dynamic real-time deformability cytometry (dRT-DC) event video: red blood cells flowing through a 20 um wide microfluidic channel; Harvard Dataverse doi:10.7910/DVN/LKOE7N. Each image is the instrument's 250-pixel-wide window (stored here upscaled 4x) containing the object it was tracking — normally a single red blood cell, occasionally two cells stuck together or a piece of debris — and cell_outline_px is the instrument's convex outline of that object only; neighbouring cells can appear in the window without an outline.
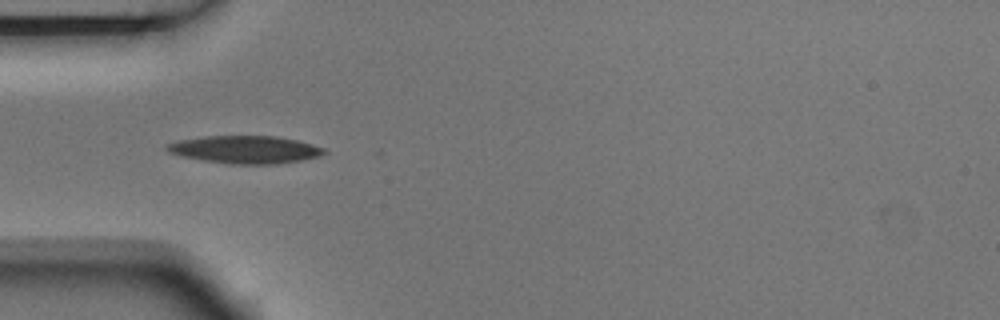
{"species": "Egyptian fruit bat (a non-hibernating species)", "species_latin": "Rousettus aegyptiacus", "temperature_condition": "room temperature", "stored_images_in_passage": 7, "camera_frame_rate_fps": 3000, "um_per_image_px": 0.085, "animal": {"sex": "male"}, "frame": {"image": 1, "passage_image": 3, "time_ms": 0.667, "image_size_px": [1000, 320], "cell_outline_px": [[328, 152], [320, 156], [300, 160], [276, 164], [228, 164], [204, 160], [184, 156], [168, 152], [164, 148], [164, 144], [176, 140], [204, 136], [276, 136], [296, 140], [312, 144], [324, 148]], "centroid_in_image_um": [20.81, 12.71], "position_along_channel_um": 64.2, "area_um2": 25.43}}
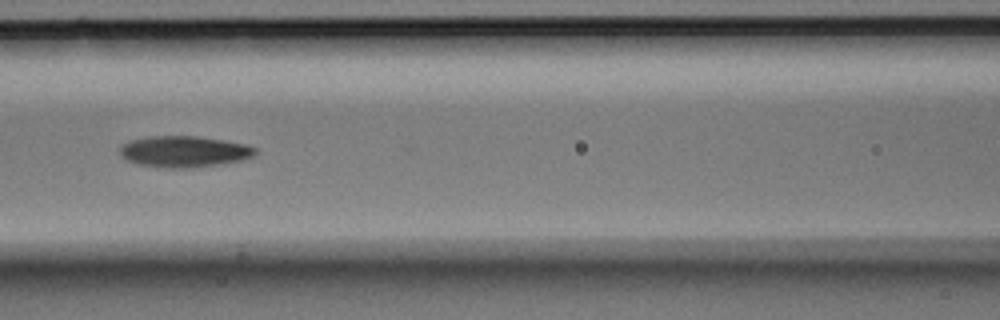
{"frame": {"image": 2, "passage_image": 5, "time_ms": 1.333, "image_size_px": [1000, 320], "cell_outline_px": [[256, 152], [252, 156], [240, 160], [224, 164], [192, 168], [164, 168], [136, 164], [120, 156], [120, 148], [124, 144], [132, 140], [148, 136], [196, 136], [224, 140], [244, 144], [256, 148]], "centroid_in_image_um": [15.63, 12.89], "position_along_channel_um": 151.0, "area_um2": 24.68}}
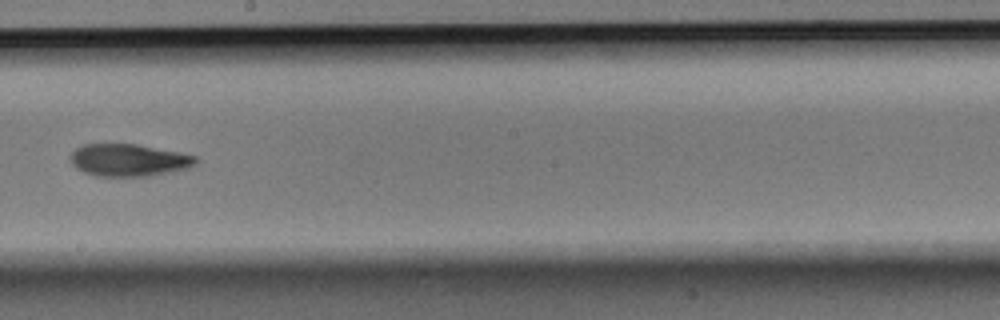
{"frame": {"image": 3, "passage_image": 7, "time_ms": 2.0, "image_size_px": [1000, 320], "cell_outline_px": [[200, 160], [196, 164], [188, 168], [148, 176], [96, 176], [84, 172], [76, 168], [72, 164], [72, 152], [76, 148], [84, 144], [136, 144], [180, 152], [196, 156]], "centroid_in_image_um": [10.97, 13.61], "position_along_channel_um": 237.2, "area_um2": 23.52}}